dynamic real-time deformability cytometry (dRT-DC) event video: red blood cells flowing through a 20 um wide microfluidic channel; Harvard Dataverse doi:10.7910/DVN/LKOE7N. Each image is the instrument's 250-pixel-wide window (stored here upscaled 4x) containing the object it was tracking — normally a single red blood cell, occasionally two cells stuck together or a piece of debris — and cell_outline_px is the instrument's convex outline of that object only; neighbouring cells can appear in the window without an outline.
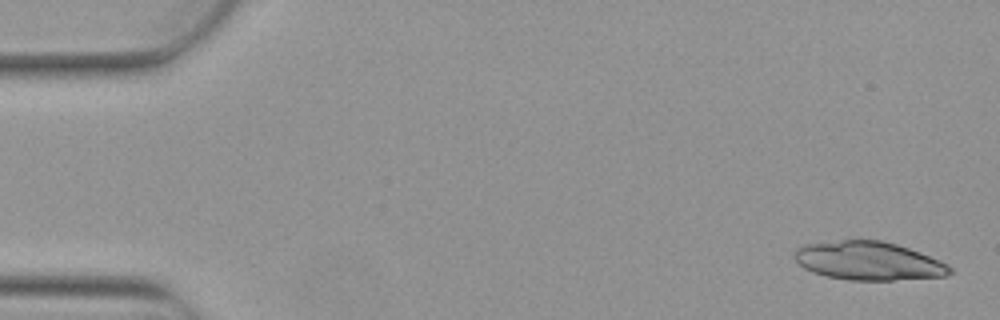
{"species": "Egyptian fruit bat (a non-hibernating species)", "species_latin": "Rousettus aegyptiacus", "temperature_condition": "warm", "stored_images_in_passage": 6, "camera_frame_rate_fps": 3000, "um_per_image_px": 0.085, "animal": {"sex": "female"}, "frame": {"image": 1, "passage_image": 1, "time_ms": 0.0, "image_size_px": [1000, 320], "cell_outline_px": [[952, 272], [944, 276], [892, 280], [848, 280], [828, 276], [812, 272], [804, 268], [796, 260], [796, 248], [804, 244], [844, 240], [880, 240], [896, 244], [908, 248], [948, 264], [952, 268]], "centroid_in_image_um": [73.82, 22.18], "position_along_channel_um": 11.2, "area_um2": 34.45}}